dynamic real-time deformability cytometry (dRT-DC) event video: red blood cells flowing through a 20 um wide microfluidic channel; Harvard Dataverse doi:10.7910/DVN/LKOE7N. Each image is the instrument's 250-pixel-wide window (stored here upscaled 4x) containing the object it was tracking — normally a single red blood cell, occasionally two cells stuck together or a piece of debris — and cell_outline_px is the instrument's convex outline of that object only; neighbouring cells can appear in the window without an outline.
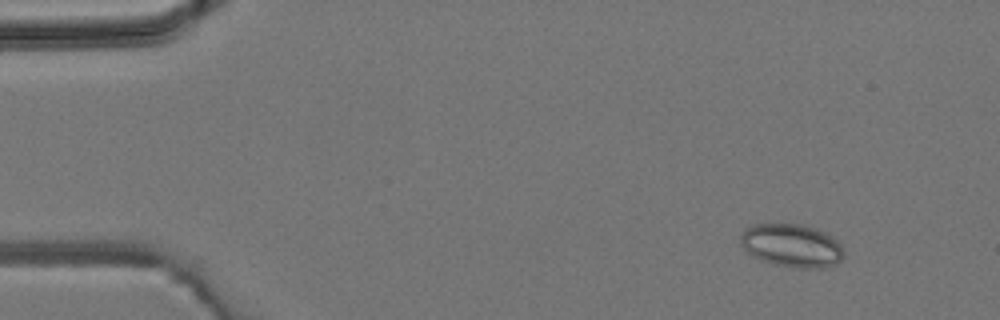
{"species": "common noctule bat (a hibernating species)", "species_latin": "Nyctalus noctula", "temperature_condition": "room temperature", "stored_images_in_passage": 4, "camera_frame_rate_fps": 3000, "um_per_image_px": 0.085, "animal": {"sex": "male", "body_mass_g": 19.2, "forearm_length_mm": 51.8}, "frame": {"image": 1, "passage_image": 2, "time_ms": 1.0, "image_size_px": [1000, 320], "cell_outline_px": [[844, 256], [836, 264], [828, 268], [796, 268], [772, 264], [752, 256], [740, 244], [740, 236], [744, 228], [752, 224], [800, 224], [816, 228], [832, 236], [840, 244], [844, 252]], "centroid_in_image_um": [67.3, 20.88], "position_along_channel_um": 17.7, "area_um2": 26.3}}